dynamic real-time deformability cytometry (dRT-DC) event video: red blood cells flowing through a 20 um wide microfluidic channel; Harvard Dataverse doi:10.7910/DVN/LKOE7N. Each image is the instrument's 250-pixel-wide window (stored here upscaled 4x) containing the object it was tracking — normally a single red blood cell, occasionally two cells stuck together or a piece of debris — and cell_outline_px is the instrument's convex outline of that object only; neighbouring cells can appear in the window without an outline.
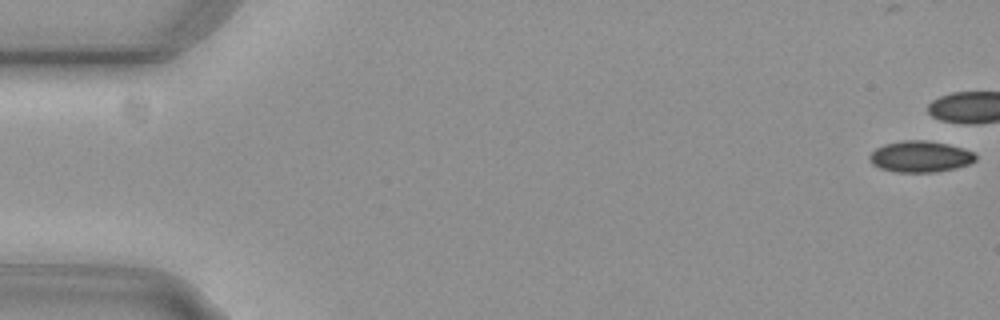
{"species": "common noctule bat (a hibernating species)", "species_latin": "Nyctalus noctula", "temperature_condition": "cold", "stored_images_in_passage": 8, "camera_frame_rate_fps": 3000, "um_per_image_px": 0.085, "animal": {"sex": "female", "body_mass_g": 29.2, "forearm_length_mm": 56.3}, "frame": {"image": 1, "passage_image": 1, "time_ms": 0.0, "image_size_px": [1000, 320], "cell_outline_px": [[976, 160], [968, 164], [936, 172], [896, 172], [880, 168], [872, 164], [868, 156], [876, 148], [884, 144], [900, 140], [928, 140], [948, 144], [972, 152], [976, 156]], "centroid_in_image_um": [78.18, 13.3], "position_along_channel_um": 6.8, "area_um2": 19.19}}